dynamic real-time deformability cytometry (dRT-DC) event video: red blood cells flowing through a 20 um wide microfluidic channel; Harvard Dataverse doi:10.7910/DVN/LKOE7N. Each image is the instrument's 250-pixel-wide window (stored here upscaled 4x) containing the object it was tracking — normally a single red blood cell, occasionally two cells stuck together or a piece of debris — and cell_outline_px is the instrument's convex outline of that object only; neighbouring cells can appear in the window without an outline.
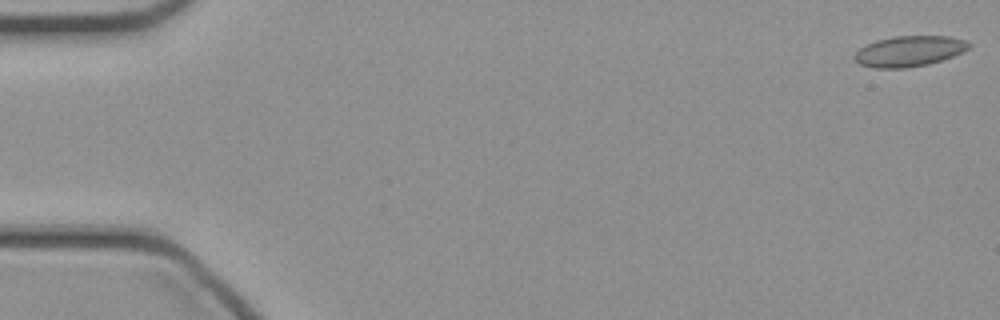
{"species": "common noctule bat (a hibernating species)", "species_latin": "Nyctalus noctula", "temperature_condition": "cold", "stored_images_in_passage": 47, "camera_frame_rate_fps": 3000, "um_per_image_px": 0.085, "animal": {"sex": "female", "body_mass_g": 21.9}, "frame": {"image": 1, "passage_image": 1, "time_ms": 0.0, "image_size_px": [1000, 320], "cell_outline_px": [[972, 48], [964, 52], [928, 64], [908, 68], [876, 68], [860, 64], [852, 56], [860, 48], [876, 40], [896, 36], [948, 36], [964, 40], [972, 44]], "centroid_in_image_um": [77.31, 4.35], "position_along_channel_um": 7.7, "area_um2": 20.4}}
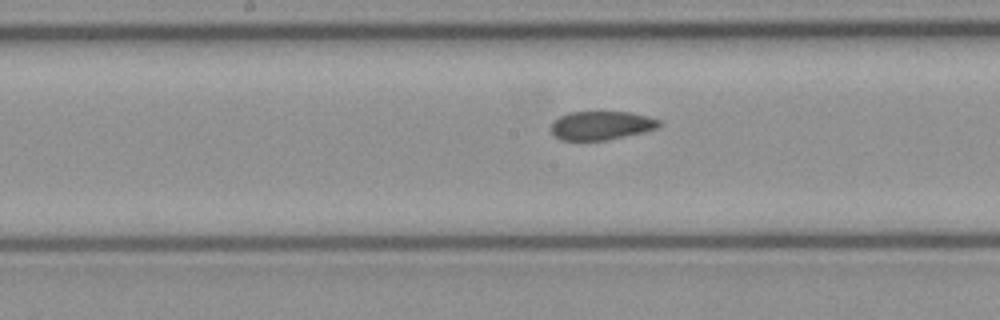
{"frame": {"image": 2, "passage_image": 24, "time_ms": 7.667, "image_size_px": [1000, 320], "cell_outline_px": [[660, 124], [656, 128], [644, 132], [608, 140], [560, 140], [552, 132], [552, 124], [560, 116], [568, 112], [628, 112], [648, 116], [660, 120]], "centroid_in_image_um": [51.12, 10.66], "position_along_channel_um": 197.1, "area_um2": 17.92}}
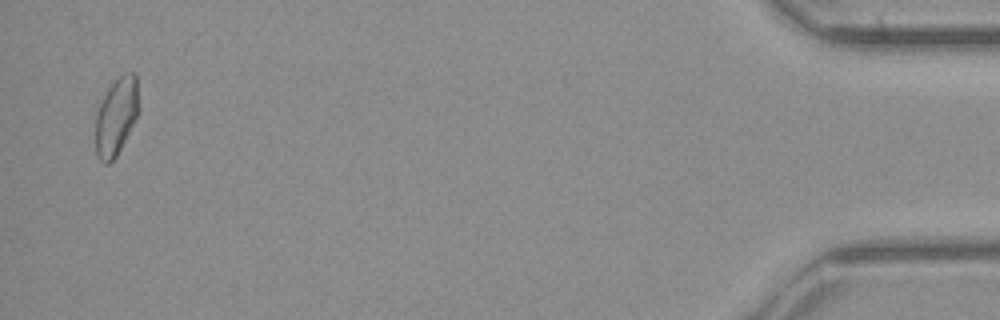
{"frame": {"image": 3, "passage_image": 46, "time_ms": 15.0, "image_size_px": [1000, 320], "cell_outline_px": [[140, 112], [136, 120], [116, 156], [108, 164], [104, 164], [100, 160], [96, 152], [96, 116], [100, 104], [108, 88], [124, 72], [132, 72], [136, 76], [140, 108]], "centroid_in_image_um": [9.92, 9.89], "position_along_channel_um": 425.3, "area_um2": 19.54}}